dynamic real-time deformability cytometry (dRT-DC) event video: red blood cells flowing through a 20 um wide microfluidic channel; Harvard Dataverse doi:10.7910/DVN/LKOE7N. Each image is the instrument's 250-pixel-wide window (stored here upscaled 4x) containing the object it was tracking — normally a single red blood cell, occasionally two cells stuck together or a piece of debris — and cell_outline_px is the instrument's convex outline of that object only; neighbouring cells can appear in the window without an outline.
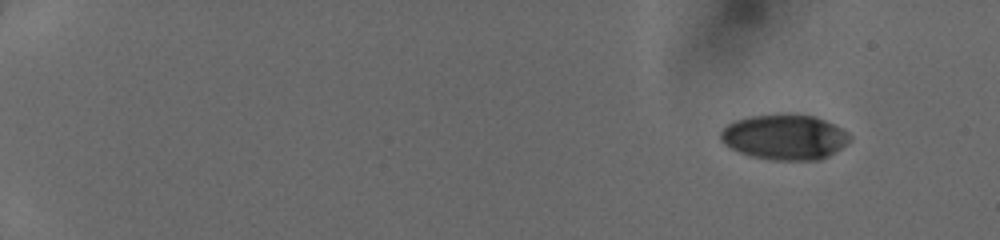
{"species": "human", "species_latin": "Homo sapiens", "temperature_condition": "cold", "stored_images_in_passage": 46, "camera_frame_rate_fps": 3000, "um_per_image_px": 0.085, "donor": {"sex": "female"}, "frame": {"image": 1, "passage_image": 1, "time_ms": 0.0, "image_size_px": [1000, 240], "cell_outline_px": [[852, 136], [840, 148], [828, 156], [820, 160], [772, 160], [752, 156], [740, 152], [724, 144], [720, 140], [720, 132], [732, 120], [748, 116], [776, 112], [796, 112], [812, 116], [824, 120], [848, 132]], "centroid_in_image_um": [66.65, 11.61], "position_along_channel_um": 18.3, "area_um2": 34.56}}
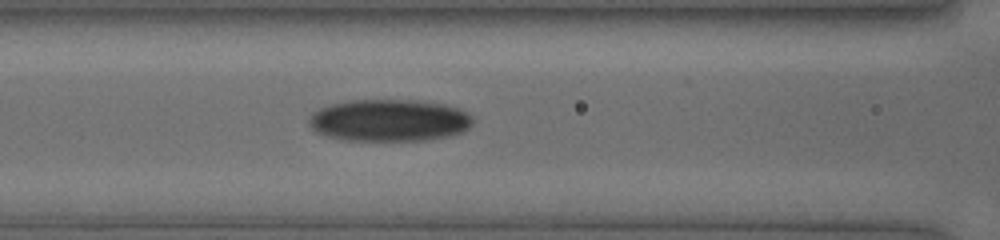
{"frame": {"image": 2, "passage_image": 21, "time_ms": 6.667, "image_size_px": [1000, 240], "cell_outline_px": [[472, 124], [468, 128], [460, 132], [448, 136], [424, 140], [344, 140], [328, 136], [316, 132], [312, 128], [308, 120], [312, 112], [320, 108], [332, 104], [348, 100], [416, 100], [444, 104], [456, 108], [472, 116]], "centroid_in_image_um": [33.05, 10.22], "position_along_channel_um": 133.5, "area_um2": 39.94}}
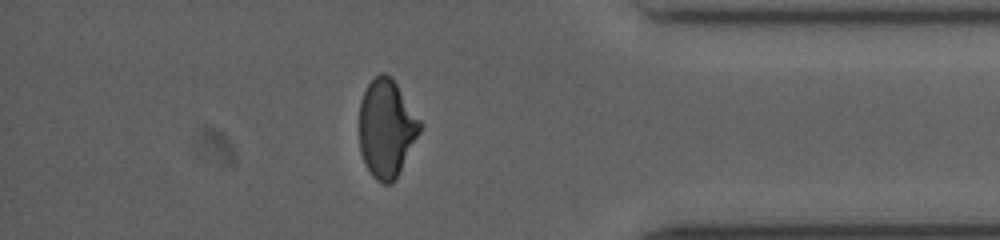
{"frame": {"image": 3, "passage_image": 41, "time_ms": 13.333, "image_size_px": [1000, 240], "cell_outline_px": [[420, 132], [396, 180], [392, 184], [384, 184], [376, 180], [372, 176], [360, 152], [360, 100], [368, 84], [380, 72], [384, 72], [392, 76], [420, 120]], "centroid_in_image_um": [32.85, 10.91], "position_along_channel_um": 402.3, "area_um2": 34.56}}